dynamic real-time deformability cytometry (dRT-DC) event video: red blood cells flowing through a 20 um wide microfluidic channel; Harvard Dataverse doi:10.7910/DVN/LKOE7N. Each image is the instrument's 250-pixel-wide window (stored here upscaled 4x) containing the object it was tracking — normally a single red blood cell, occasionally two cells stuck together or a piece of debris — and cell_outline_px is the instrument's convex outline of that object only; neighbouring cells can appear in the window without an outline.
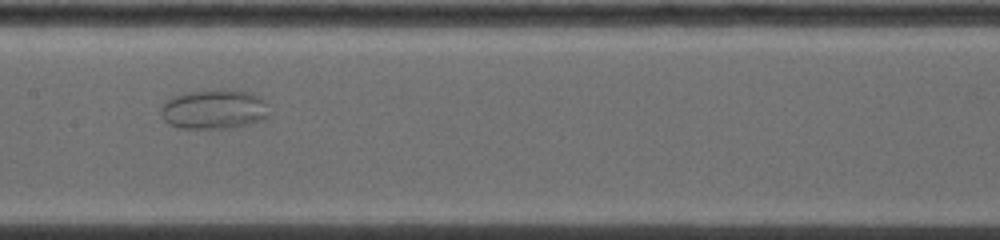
{"species": "common noctule bat (a hibernating species)", "species_latin": "Nyctalus noctula", "temperature_condition": "warm", "stored_images_in_passage": 58, "camera_frame_rate_fps": 5000, "um_per_image_px": 0.085, "animal": {"sex": "female", "body_mass_g": 19.0, "forearm_length_mm": 53.3}, "frame": {"image": 1, "passage_image": 23, "time_ms": 5.8, "image_size_px": [1000, 240], "cell_outline_px": [[268, 116], [264, 120], [248, 124], [228, 128], [180, 128], [168, 124], [164, 120], [160, 112], [160, 108], [164, 100], [172, 96], [184, 92], [220, 88], [224, 88], [248, 92], [260, 96], [264, 100]], "centroid_in_image_um": [18.14, 9.26], "position_along_channel_um": 189.3, "area_um2": 25.43}}
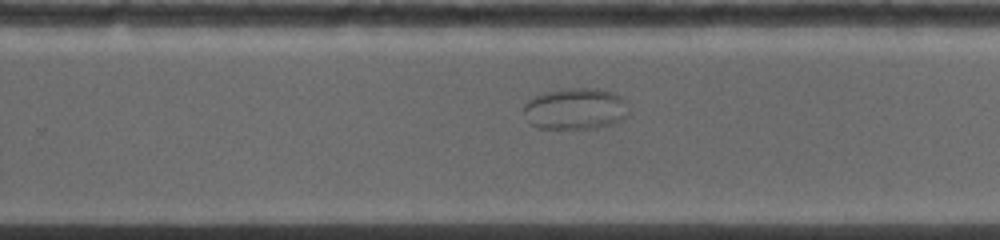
{"frame": {"image": 2, "passage_image": 34, "time_ms": 8.2, "image_size_px": [1000, 240], "cell_outline_px": [[628, 116], [624, 120], [612, 124], [596, 128], [536, 128], [528, 124], [524, 112], [524, 104], [532, 96], [544, 92], [572, 88], [596, 88], [612, 92], [620, 96], [624, 100], [628, 112]], "centroid_in_image_um": [48.89, 9.25], "position_along_channel_um": 280.9, "area_um2": 25.61}}
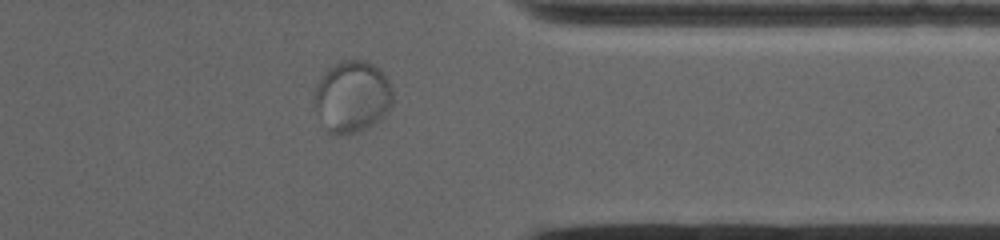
{"frame": {"image": 3, "passage_image": 47, "time_ms": 11.0, "image_size_px": [1000, 240], "cell_outline_px": [[392, 104], [380, 120], [368, 128], [356, 132], [336, 136], [328, 132], [312, 100], [312, 96], [316, 84], [324, 72], [328, 68], [340, 60], [368, 60], [380, 68], [388, 80], [392, 88]], "centroid_in_image_um": [29.92, 8.19], "position_along_channel_um": 381.5, "area_um2": 33.18}}